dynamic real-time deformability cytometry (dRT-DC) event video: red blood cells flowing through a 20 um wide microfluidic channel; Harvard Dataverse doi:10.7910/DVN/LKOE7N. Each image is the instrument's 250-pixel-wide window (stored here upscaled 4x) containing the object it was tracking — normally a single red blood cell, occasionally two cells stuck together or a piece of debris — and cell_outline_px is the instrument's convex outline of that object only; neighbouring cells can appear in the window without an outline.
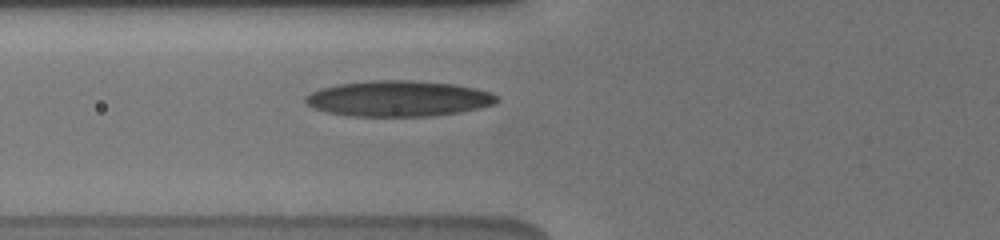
{"species": "human", "species_latin": "Homo sapiens", "temperature_condition": "cold", "stored_images_in_passage": 4, "camera_frame_rate_fps": 3000, "um_per_image_px": 0.085, "donor": {"sex": "male"}, "frame": {"image": 1, "passage_image": 4, "time_ms": 2.0, "image_size_px": [1000, 240], "cell_outline_px": [[500, 100], [496, 104], [480, 108], [460, 112], [432, 116], [348, 116], [328, 112], [312, 108], [304, 100], [304, 96], [320, 88], [336, 84], [372, 80], [408, 80], [452, 84], [476, 88], [492, 92], [500, 96]], "centroid_in_image_um": [33.9, 8.38], "position_along_channel_um": 91.9, "area_um2": 40.23}}